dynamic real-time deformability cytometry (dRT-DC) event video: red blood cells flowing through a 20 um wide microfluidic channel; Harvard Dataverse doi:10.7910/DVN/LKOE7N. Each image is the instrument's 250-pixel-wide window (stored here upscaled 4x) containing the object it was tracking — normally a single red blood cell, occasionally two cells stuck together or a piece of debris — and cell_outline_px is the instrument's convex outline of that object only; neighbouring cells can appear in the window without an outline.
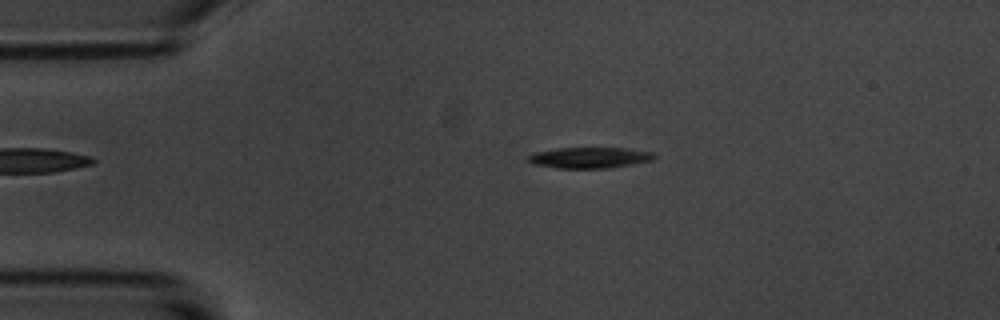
{"species": "common noctule bat (a hibernating species)", "species_latin": "Nyctalus noctula", "temperature_condition": "room temperature", "stored_images_in_passage": 12, "camera_frame_rate_fps": 3000, "um_per_image_px": 0.085, "animal": {"sex": "male", "body_mass_g": 20.1, "forearm_length_mm": 53.5}, "frame": {"image": 1, "passage_image": 1, "time_ms": 0.0, "image_size_px": [1000, 320], "cell_outline_px": [[656, 156], [652, 160], [632, 164], [608, 168], [556, 168], [532, 164], [528, 160], [528, 156], [536, 152], [556, 148], [628, 148], [656, 152]], "centroid_in_image_um": [50.15, 13.4], "position_along_channel_um": 34.9, "area_um2": 15.43}}
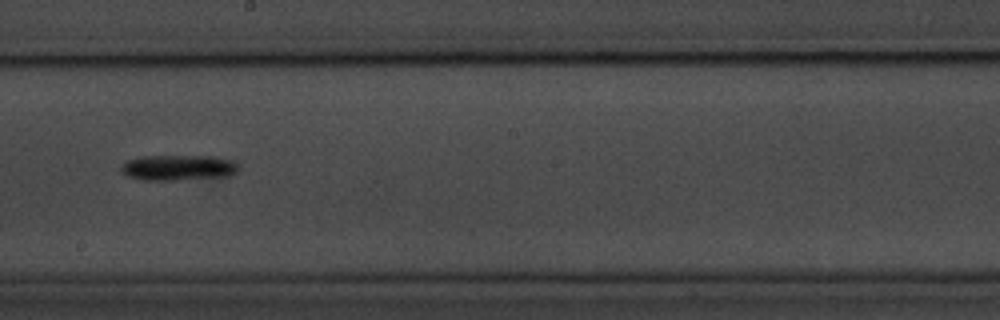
{"frame": {"image": 2, "passage_image": 6, "time_ms": 6.667, "image_size_px": [1000, 320], "cell_outline_px": [[240, 168], [236, 172], [228, 176], [176, 180], [144, 180], [128, 176], [120, 168], [128, 160], [144, 156], [212, 156], [236, 160], [240, 164]], "centroid_in_image_um": [15.25, 14.24], "position_along_channel_um": 233.0, "area_um2": 17.51}}
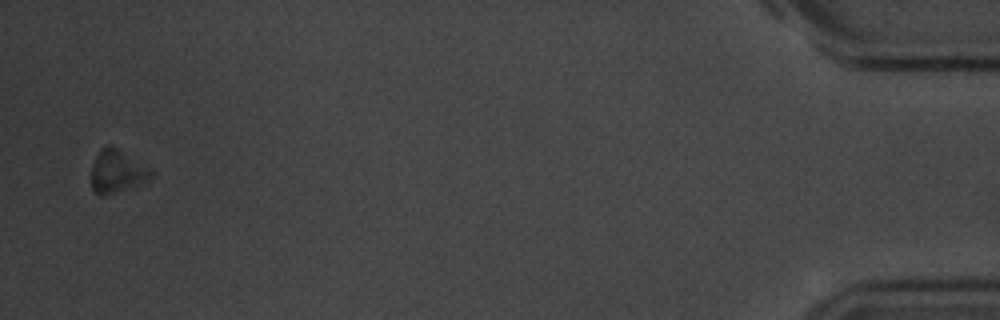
{"frame": {"image": 3, "passage_image": 12, "time_ms": 14.667, "image_size_px": [1000, 320], "cell_outline_px": [[152, 176], [148, 180], [104, 196], [100, 196], [92, 188], [92, 164], [100, 148], [108, 144], [112, 144], [148, 168], [152, 172]], "centroid_in_image_um": [9.9, 14.54], "position_along_channel_um": 425.3, "area_um2": 14.57}}